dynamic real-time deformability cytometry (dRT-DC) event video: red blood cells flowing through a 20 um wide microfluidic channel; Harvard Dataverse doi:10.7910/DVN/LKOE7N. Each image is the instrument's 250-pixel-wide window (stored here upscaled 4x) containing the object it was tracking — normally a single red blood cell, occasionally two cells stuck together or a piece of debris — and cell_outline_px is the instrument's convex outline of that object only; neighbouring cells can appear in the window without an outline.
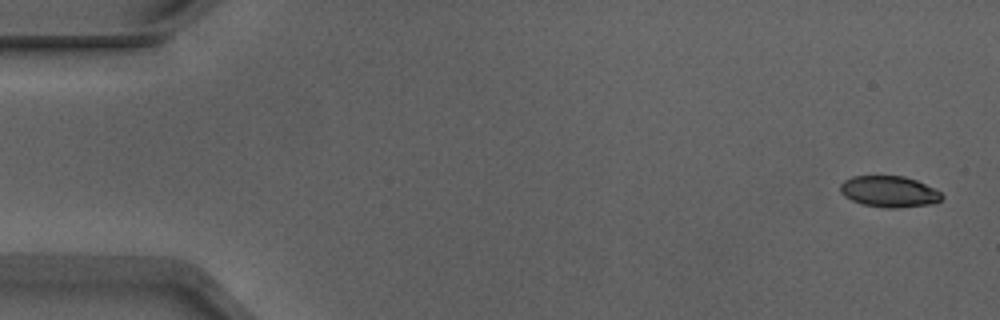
{"species": "Egyptian fruit bat (a non-hibernating species)", "species_latin": "Rousettus aegyptiacus", "temperature_condition": "warm", "stored_images_in_passage": 53, "camera_frame_rate_fps": 3000, "um_per_image_px": 0.085, "animal": {"sex": "male"}, "frame": {"image": 1, "passage_image": 2, "time_ms": 0.333, "image_size_px": [1000, 320], "cell_outline_px": [[944, 196], [936, 204], [896, 208], [888, 208], [864, 204], [852, 200], [844, 196], [840, 192], [840, 184], [844, 180], [852, 176], [904, 176], [916, 180], [940, 192]], "centroid_in_image_um": [75.58, 16.29], "position_along_channel_um": 9.4, "area_um2": 18.44}}
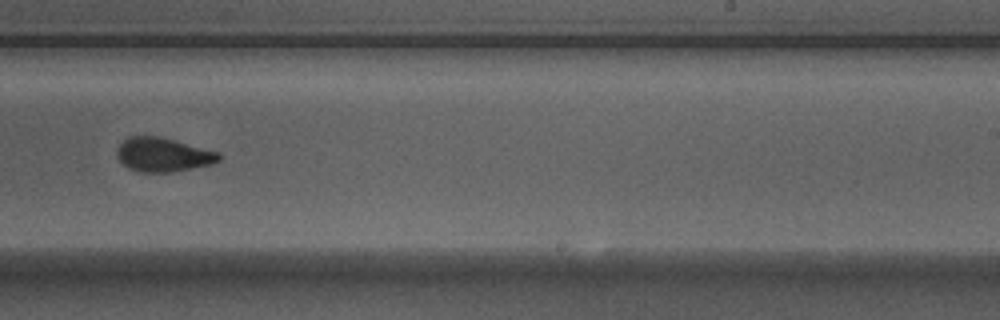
{"frame": {"image": 2, "passage_image": 33, "time_ms": 10.667, "image_size_px": [1000, 320], "cell_outline_px": [[220, 160], [212, 164], [172, 172], [140, 172], [128, 168], [116, 156], [116, 152], [120, 144], [128, 136], [156, 136], [220, 152]], "centroid_in_image_um": [13.85, 13.16], "position_along_channel_um": 275.2, "area_um2": 20.0}}
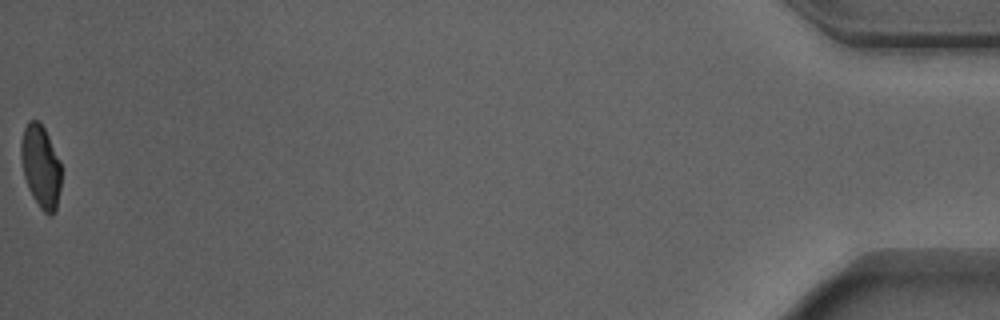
{"frame": {"image": 3, "passage_image": 53, "time_ms": 17.333, "image_size_px": [1000, 320], "cell_outline_px": [[60, 188], [56, 208], [52, 216], [48, 216], [40, 208], [32, 196], [24, 176], [20, 156], [20, 144], [24, 128], [28, 120], [36, 120], [44, 128], [60, 160]], "centroid_in_image_um": [3.45, 14.15], "position_along_channel_um": 431.8, "area_um2": 19.31}, "authors_computed_cell_mechanics": {"area_um2": 20.1144, "velocity_mm_per_s": 3.9054, "shape_relaxation_time_tau1_ms": 4.6609, "shape_relaxation_time_tau2_ms": 1.1775, "deformation_change_tau1": 0.1397, "deformation_change_tau2": 0.0677}}